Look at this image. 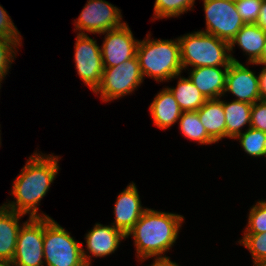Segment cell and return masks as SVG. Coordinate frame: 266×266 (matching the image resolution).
Masks as SVG:
<instances>
[{
	"instance_id": "11",
	"label": "cell",
	"mask_w": 266,
	"mask_h": 266,
	"mask_svg": "<svg viewBox=\"0 0 266 266\" xmlns=\"http://www.w3.org/2000/svg\"><path fill=\"white\" fill-rule=\"evenodd\" d=\"M102 34H105L103 44L100 46L104 67L119 65L136 56L139 40L133 37L127 23Z\"/></svg>"
},
{
	"instance_id": "16",
	"label": "cell",
	"mask_w": 266,
	"mask_h": 266,
	"mask_svg": "<svg viewBox=\"0 0 266 266\" xmlns=\"http://www.w3.org/2000/svg\"><path fill=\"white\" fill-rule=\"evenodd\" d=\"M228 68L195 67L190 70L188 78L207 100L221 99V97H224Z\"/></svg>"
},
{
	"instance_id": "19",
	"label": "cell",
	"mask_w": 266,
	"mask_h": 266,
	"mask_svg": "<svg viewBox=\"0 0 266 266\" xmlns=\"http://www.w3.org/2000/svg\"><path fill=\"white\" fill-rule=\"evenodd\" d=\"M208 136L216 143L226 137V120L222 101L209 99L197 111Z\"/></svg>"
},
{
	"instance_id": "6",
	"label": "cell",
	"mask_w": 266,
	"mask_h": 266,
	"mask_svg": "<svg viewBox=\"0 0 266 266\" xmlns=\"http://www.w3.org/2000/svg\"><path fill=\"white\" fill-rule=\"evenodd\" d=\"M144 81L137 56L123 63L104 67L99 87L94 91L100 94L103 102L117 100L135 91Z\"/></svg>"
},
{
	"instance_id": "29",
	"label": "cell",
	"mask_w": 266,
	"mask_h": 266,
	"mask_svg": "<svg viewBox=\"0 0 266 266\" xmlns=\"http://www.w3.org/2000/svg\"><path fill=\"white\" fill-rule=\"evenodd\" d=\"M0 36L6 38H12L16 40L20 45L22 44V36L14 25L11 17L8 15L6 10L0 5Z\"/></svg>"
},
{
	"instance_id": "5",
	"label": "cell",
	"mask_w": 266,
	"mask_h": 266,
	"mask_svg": "<svg viewBox=\"0 0 266 266\" xmlns=\"http://www.w3.org/2000/svg\"><path fill=\"white\" fill-rule=\"evenodd\" d=\"M82 245L51 217L44 218L46 266H87L82 256Z\"/></svg>"
},
{
	"instance_id": "22",
	"label": "cell",
	"mask_w": 266,
	"mask_h": 266,
	"mask_svg": "<svg viewBox=\"0 0 266 266\" xmlns=\"http://www.w3.org/2000/svg\"><path fill=\"white\" fill-rule=\"evenodd\" d=\"M178 121L180 131L185 138L203 145L215 143L208 136L206 129L199 120L197 111L182 112Z\"/></svg>"
},
{
	"instance_id": "10",
	"label": "cell",
	"mask_w": 266,
	"mask_h": 266,
	"mask_svg": "<svg viewBox=\"0 0 266 266\" xmlns=\"http://www.w3.org/2000/svg\"><path fill=\"white\" fill-rule=\"evenodd\" d=\"M74 61L77 74L94 92L100 85L104 71L101 47L88 35L77 34Z\"/></svg>"
},
{
	"instance_id": "28",
	"label": "cell",
	"mask_w": 266,
	"mask_h": 266,
	"mask_svg": "<svg viewBox=\"0 0 266 266\" xmlns=\"http://www.w3.org/2000/svg\"><path fill=\"white\" fill-rule=\"evenodd\" d=\"M263 0H235L236 9L244 24H256Z\"/></svg>"
},
{
	"instance_id": "2",
	"label": "cell",
	"mask_w": 266,
	"mask_h": 266,
	"mask_svg": "<svg viewBox=\"0 0 266 266\" xmlns=\"http://www.w3.org/2000/svg\"><path fill=\"white\" fill-rule=\"evenodd\" d=\"M184 219L176 213L148 208L126 235V238L132 236L134 239L137 258L141 262L148 258L170 259L164 254L176 243Z\"/></svg>"
},
{
	"instance_id": "36",
	"label": "cell",
	"mask_w": 266,
	"mask_h": 266,
	"mask_svg": "<svg viewBox=\"0 0 266 266\" xmlns=\"http://www.w3.org/2000/svg\"><path fill=\"white\" fill-rule=\"evenodd\" d=\"M253 266H266L265 264H254Z\"/></svg>"
},
{
	"instance_id": "21",
	"label": "cell",
	"mask_w": 266,
	"mask_h": 266,
	"mask_svg": "<svg viewBox=\"0 0 266 266\" xmlns=\"http://www.w3.org/2000/svg\"><path fill=\"white\" fill-rule=\"evenodd\" d=\"M173 93L182 112L198 111L207 101L190 79L179 77L175 88L168 87Z\"/></svg>"
},
{
	"instance_id": "33",
	"label": "cell",
	"mask_w": 266,
	"mask_h": 266,
	"mask_svg": "<svg viewBox=\"0 0 266 266\" xmlns=\"http://www.w3.org/2000/svg\"><path fill=\"white\" fill-rule=\"evenodd\" d=\"M149 266H179L176 262L171 261V259L168 260H154L152 262V265Z\"/></svg>"
},
{
	"instance_id": "24",
	"label": "cell",
	"mask_w": 266,
	"mask_h": 266,
	"mask_svg": "<svg viewBox=\"0 0 266 266\" xmlns=\"http://www.w3.org/2000/svg\"><path fill=\"white\" fill-rule=\"evenodd\" d=\"M195 0H155L154 19L179 17L193 9Z\"/></svg>"
},
{
	"instance_id": "13",
	"label": "cell",
	"mask_w": 266,
	"mask_h": 266,
	"mask_svg": "<svg viewBox=\"0 0 266 266\" xmlns=\"http://www.w3.org/2000/svg\"><path fill=\"white\" fill-rule=\"evenodd\" d=\"M86 250L82 246V256L87 266H91L92 257H106L118 249L121 240L126 239V235L112 225H102L96 223L93 229L85 235ZM89 254V255H88Z\"/></svg>"
},
{
	"instance_id": "23",
	"label": "cell",
	"mask_w": 266,
	"mask_h": 266,
	"mask_svg": "<svg viewBox=\"0 0 266 266\" xmlns=\"http://www.w3.org/2000/svg\"><path fill=\"white\" fill-rule=\"evenodd\" d=\"M238 139L240 146L251 157H263L266 152V133L254 129L247 128L244 132L239 134L235 140Z\"/></svg>"
},
{
	"instance_id": "14",
	"label": "cell",
	"mask_w": 266,
	"mask_h": 266,
	"mask_svg": "<svg viewBox=\"0 0 266 266\" xmlns=\"http://www.w3.org/2000/svg\"><path fill=\"white\" fill-rule=\"evenodd\" d=\"M141 204L140 195L135 183H129L117 196L113 212L115 220L111 225L127 235L142 214L148 209L142 207Z\"/></svg>"
},
{
	"instance_id": "18",
	"label": "cell",
	"mask_w": 266,
	"mask_h": 266,
	"mask_svg": "<svg viewBox=\"0 0 266 266\" xmlns=\"http://www.w3.org/2000/svg\"><path fill=\"white\" fill-rule=\"evenodd\" d=\"M23 214L0 206V260L11 261L14 258L18 233L21 228L19 219Z\"/></svg>"
},
{
	"instance_id": "9",
	"label": "cell",
	"mask_w": 266,
	"mask_h": 266,
	"mask_svg": "<svg viewBox=\"0 0 266 266\" xmlns=\"http://www.w3.org/2000/svg\"><path fill=\"white\" fill-rule=\"evenodd\" d=\"M44 218H29L19 230L14 266H44Z\"/></svg>"
},
{
	"instance_id": "3",
	"label": "cell",
	"mask_w": 266,
	"mask_h": 266,
	"mask_svg": "<svg viewBox=\"0 0 266 266\" xmlns=\"http://www.w3.org/2000/svg\"><path fill=\"white\" fill-rule=\"evenodd\" d=\"M151 34L139 40L136 56L143 78L166 82L183 73L180 59V44L175 40L150 39Z\"/></svg>"
},
{
	"instance_id": "26",
	"label": "cell",
	"mask_w": 266,
	"mask_h": 266,
	"mask_svg": "<svg viewBox=\"0 0 266 266\" xmlns=\"http://www.w3.org/2000/svg\"><path fill=\"white\" fill-rule=\"evenodd\" d=\"M20 45L12 38L0 36V89L1 82L9 72Z\"/></svg>"
},
{
	"instance_id": "25",
	"label": "cell",
	"mask_w": 266,
	"mask_h": 266,
	"mask_svg": "<svg viewBox=\"0 0 266 266\" xmlns=\"http://www.w3.org/2000/svg\"><path fill=\"white\" fill-rule=\"evenodd\" d=\"M238 242L250 251L253 264L266 265V232L244 234V237Z\"/></svg>"
},
{
	"instance_id": "12",
	"label": "cell",
	"mask_w": 266,
	"mask_h": 266,
	"mask_svg": "<svg viewBox=\"0 0 266 266\" xmlns=\"http://www.w3.org/2000/svg\"><path fill=\"white\" fill-rule=\"evenodd\" d=\"M236 96L235 101L253 104L261 100L259 77L244 64L231 62L226 74L225 93Z\"/></svg>"
},
{
	"instance_id": "27",
	"label": "cell",
	"mask_w": 266,
	"mask_h": 266,
	"mask_svg": "<svg viewBox=\"0 0 266 266\" xmlns=\"http://www.w3.org/2000/svg\"><path fill=\"white\" fill-rule=\"evenodd\" d=\"M243 232V234L266 232V200H260L250 208L248 224Z\"/></svg>"
},
{
	"instance_id": "30",
	"label": "cell",
	"mask_w": 266,
	"mask_h": 266,
	"mask_svg": "<svg viewBox=\"0 0 266 266\" xmlns=\"http://www.w3.org/2000/svg\"><path fill=\"white\" fill-rule=\"evenodd\" d=\"M250 127L266 133V101L260 100L252 104Z\"/></svg>"
},
{
	"instance_id": "32",
	"label": "cell",
	"mask_w": 266,
	"mask_h": 266,
	"mask_svg": "<svg viewBox=\"0 0 266 266\" xmlns=\"http://www.w3.org/2000/svg\"><path fill=\"white\" fill-rule=\"evenodd\" d=\"M256 24L266 31V0H263Z\"/></svg>"
},
{
	"instance_id": "7",
	"label": "cell",
	"mask_w": 266,
	"mask_h": 266,
	"mask_svg": "<svg viewBox=\"0 0 266 266\" xmlns=\"http://www.w3.org/2000/svg\"><path fill=\"white\" fill-rule=\"evenodd\" d=\"M206 19V29L200 30L230 42L243 27L234 0H202Z\"/></svg>"
},
{
	"instance_id": "34",
	"label": "cell",
	"mask_w": 266,
	"mask_h": 266,
	"mask_svg": "<svg viewBox=\"0 0 266 266\" xmlns=\"http://www.w3.org/2000/svg\"><path fill=\"white\" fill-rule=\"evenodd\" d=\"M261 64H266V39L264 42V48L261 55Z\"/></svg>"
},
{
	"instance_id": "1",
	"label": "cell",
	"mask_w": 266,
	"mask_h": 266,
	"mask_svg": "<svg viewBox=\"0 0 266 266\" xmlns=\"http://www.w3.org/2000/svg\"><path fill=\"white\" fill-rule=\"evenodd\" d=\"M28 158L11 188L15 201L3 205L23 215L28 213L29 218H47L43 212L38 214V206L58 174L60 157L35 152Z\"/></svg>"
},
{
	"instance_id": "31",
	"label": "cell",
	"mask_w": 266,
	"mask_h": 266,
	"mask_svg": "<svg viewBox=\"0 0 266 266\" xmlns=\"http://www.w3.org/2000/svg\"><path fill=\"white\" fill-rule=\"evenodd\" d=\"M253 65H263L264 67L262 68L261 72L259 73V88H260V95H261V100L266 101V64H255Z\"/></svg>"
},
{
	"instance_id": "35",
	"label": "cell",
	"mask_w": 266,
	"mask_h": 266,
	"mask_svg": "<svg viewBox=\"0 0 266 266\" xmlns=\"http://www.w3.org/2000/svg\"><path fill=\"white\" fill-rule=\"evenodd\" d=\"M0 266H14L11 261L0 260Z\"/></svg>"
},
{
	"instance_id": "20",
	"label": "cell",
	"mask_w": 266,
	"mask_h": 266,
	"mask_svg": "<svg viewBox=\"0 0 266 266\" xmlns=\"http://www.w3.org/2000/svg\"><path fill=\"white\" fill-rule=\"evenodd\" d=\"M226 120V138L235 139L242 128L251 125L252 104L240 101L225 102L221 99Z\"/></svg>"
},
{
	"instance_id": "17",
	"label": "cell",
	"mask_w": 266,
	"mask_h": 266,
	"mask_svg": "<svg viewBox=\"0 0 266 266\" xmlns=\"http://www.w3.org/2000/svg\"><path fill=\"white\" fill-rule=\"evenodd\" d=\"M153 123L160 129H169L181 117V109L173 93L165 87L155 95L149 107Z\"/></svg>"
},
{
	"instance_id": "15",
	"label": "cell",
	"mask_w": 266,
	"mask_h": 266,
	"mask_svg": "<svg viewBox=\"0 0 266 266\" xmlns=\"http://www.w3.org/2000/svg\"><path fill=\"white\" fill-rule=\"evenodd\" d=\"M266 39V31L260 28L257 24H244L240 31L229 42V52L232 62L239 63L233 57V48L237 44L247 55L248 64H261V55Z\"/></svg>"
},
{
	"instance_id": "4",
	"label": "cell",
	"mask_w": 266,
	"mask_h": 266,
	"mask_svg": "<svg viewBox=\"0 0 266 266\" xmlns=\"http://www.w3.org/2000/svg\"><path fill=\"white\" fill-rule=\"evenodd\" d=\"M183 70L188 67H229V43L203 31L178 37Z\"/></svg>"
},
{
	"instance_id": "8",
	"label": "cell",
	"mask_w": 266,
	"mask_h": 266,
	"mask_svg": "<svg viewBox=\"0 0 266 266\" xmlns=\"http://www.w3.org/2000/svg\"><path fill=\"white\" fill-rule=\"evenodd\" d=\"M74 21L75 30L81 35H88V32L102 35L125 24L122 22L121 10L105 0H88L78 19Z\"/></svg>"
}]
</instances>
